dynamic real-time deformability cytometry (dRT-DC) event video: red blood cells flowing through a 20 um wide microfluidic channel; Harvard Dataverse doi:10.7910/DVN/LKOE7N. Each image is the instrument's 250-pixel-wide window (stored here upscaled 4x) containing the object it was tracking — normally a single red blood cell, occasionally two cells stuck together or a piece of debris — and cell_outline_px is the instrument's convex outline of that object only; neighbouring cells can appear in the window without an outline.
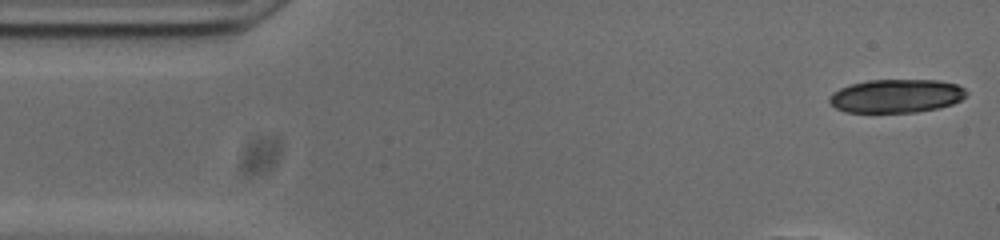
{"species": "common noctule bat (a hibernating species)", "species_latin": "Nyctalus noctula", "temperature_condition": "cold", "stored_images_in_passage": 40, "camera_frame_rate_fps": 3000, "um_per_image_px": 0.085, "animal": {"sex": "male", "body_mass_g": 20.0, "forearm_length_mm": 53.3}, "frame": {"image": 1, "passage_image": 1, "time_ms": 0.0, "image_size_px": [1000, 240], "cell_outline_px": [[968, 92], [960, 100], [952, 104], [936, 108], [916, 112], [844, 112], [836, 108], [828, 100], [832, 92], [840, 88], [852, 84], [868, 80], [936, 80], [956, 84], [964, 88]], "centroid_in_image_um": [76.17, 8.15], "position_along_channel_um": 8.8, "area_um2": 26.59}}